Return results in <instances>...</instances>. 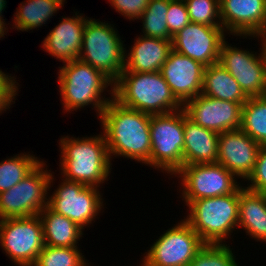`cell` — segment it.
<instances>
[{"label":"cell","instance_id":"1","mask_svg":"<svg viewBox=\"0 0 266 266\" xmlns=\"http://www.w3.org/2000/svg\"><path fill=\"white\" fill-rule=\"evenodd\" d=\"M151 115L121 105L114 98L99 119L111 161L121 158L150 167Z\"/></svg>","mask_w":266,"mask_h":266},{"label":"cell","instance_id":"2","mask_svg":"<svg viewBox=\"0 0 266 266\" xmlns=\"http://www.w3.org/2000/svg\"><path fill=\"white\" fill-rule=\"evenodd\" d=\"M95 134L82 137L61 135L57 140L60 152L58 176L100 189L107 184L113 163L103 132Z\"/></svg>","mask_w":266,"mask_h":266},{"label":"cell","instance_id":"3","mask_svg":"<svg viewBox=\"0 0 266 266\" xmlns=\"http://www.w3.org/2000/svg\"><path fill=\"white\" fill-rule=\"evenodd\" d=\"M62 65H59L56 74L62 113L75 114L89 107L99 120L105 107L114 98V82L100 70L79 59Z\"/></svg>","mask_w":266,"mask_h":266},{"label":"cell","instance_id":"4","mask_svg":"<svg viewBox=\"0 0 266 266\" xmlns=\"http://www.w3.org/2000/svg\"><path fill=\"white\" fill-rule=\"evenodd\" d=\"M187 207L183 219L205 244L234 243V234L238 232L239 189L228 195L192 201Z\"/></svg>","mask_w":266,"mask_h":266},{"label":"cell","instance_id":"5","mask_svg":"<svg viewBox=\"0 0 266 266\" xmlns=\"http://www.w3.org/2000/svg\"><path fill=\"white\" fill-rule=\"evenodd\" d=\"M114 99L125 107L150 115L183 108L160 71L122 72L114 82Z\"/></svg>","mask_w":266,"mask_h":266},{"label":"cell","instance_id":"6","mask_svg":"<svg viewBox=\"0 0 266 266\" xmlns=\"http://www.w3.org/2000/svg\"><path fill=\"white\" fill-rule=\"evenodd\" d=\"M103 21L87 17L78 59L100 70L115 82L124 70L127 44H124L125 38L122 39L113 21Z\"/></svg>","mask_w":266,"mask_h":266},{"label":"cell","instance_id":"7","mask_svg":"<svg viewBox=\"0 0 266 266\" xmlns=\"http://www.w3.org/2000/svg\"><path fill=\"white\" fill-rule=\"evenodd\" d=\"M54 174L55 172L52 171L49 180L48 207L69 218L84 230L86 228L90 230L96 219L103 215L100 213L107 208V202L104 201V193H102L104 191L97 187L67 181L62 177L59 179L60 182L58 181L59 184L52 189L56 181Z\"/></svg>","mask_w":266,"mask_h":266},{"label":"cell","instance_id":"8","mask_svg":"<svg viewBox=\"0 0 266 266\" xmlns=\"http://www.w3.org/2000/svg\"><path fill=\"white\" fill-rule=\"evenodd\" d=\"M150 135V169L170 180L183 166L184 109L151 115Z\"/></svg>","mask_w":266,"mask_h":266},{"label":"cell","instance_id":"9","mask_svg":"<svg viewBox=\"0 0 266 266\" xmlns=\"http://www.w3.org/2000/svg\"><path fill=\"white\" fill-rule=\"evenodd\" d=\"M173 177L179 178L177 192L184 208L198 199L234 193L243 185L219 163L184 165Z\"/></svg>","mask_w":266,"mask_h":266},{"label":"cell","instance_id":"10","mask_svg":"<svg viewBox=\"0 0 266 266\" xmlns=\"http://www.w3.org/2000/svg\"><path fill=\"white\" fill-rule=\"evenodd\" d=\"M154 240L141 255L140 266H189L205 245L182 218Z\"/></svg>","mask_w":266,"mask_h":266},{"label":"cell","instance_id":"11","mask_svg":"<svg viewBox=\"0 0 266 266\" xmlns=\"http://www.w3.org/2000/svg\"><path fill=\"white\" fill-rule=\"evenodd\" d=\"M43 160L15 186L0 193V220L38 215L48 206L51 169Z\"/></svg>","mask_w":266,"mask_h":266},{"label":"cell","instance_id":"12","mask_svg":"<svg viewBox=\"0 0 266 266\" xmlns=\"http://www.w3.org/2000/svg\"><path fill=\"white\" fill-rule=\"evenodd\" d=\"M44 246L39 215L0 220V248L15 266H32Z\"/></svg>","mask_w":266,"mask_h":266},{"label":"cell","instance_id":"13","mask_svg":"<svg viewBox=\"0 0 266 266\" xmlns=\"http://www.w3.org/2000/svg\"><path fill=\"white\" fill-rule=\"evenodd\" d=\"M250 49L232 45L226 39L218 63L235 78L248 98L266 96V67L260 48Z\"/></svg>","mask_w":266,"mask_h":266},{"label":"cell","instance_id":"14","mask_svg":"<svg viewBox=\"0 0 266 266\" xmlns=\"http://www.w3.org/2000/svg\"><path fill=\"white\" fill-rule=\"evenodd\" d=\"M226 36L223 27L190 22L172 37V49L207 67L218 63Z\"/></svg>","mask_w":266,"mask_h":266},{"label":"cell","instance_id":"15","mask_svg":"<svg viewBox=\"0 0 266 266\" xmlns=\"http://www.w3.org/2000/svg\"><path fill=\"white\" fill-rule=\"evenodd\" d=\"M243 104L199 94L188 100L183 109L196 124L220 134L241 128Z\"/></svg>","mask_w":266,"mask_h":266},{"label":"cell","instance_id":"16","mask_svg":"<svg viewBox=\"0 0 266 266\" xmlns=\"http://www.w3.org/2000/svg\"><path fill=\"white\" fill-rule=\"evenodd\" d=\"M260 147L241 129L222 132L218 137L217 163L243 183L254 170Z\"/></svg>","mask_w":266,"mask_h":266},{"label":"cell","instance_id":"17","mask_svg":"<svg viewBox=\"0 0 266 266\" xmlns=\"http://www.w3.org/2000/svg\"><path fill=\"white\" fill-rule=\"evenodd\" d=\"M220 19L231 39L266 31V0H219Z\"/></svg>","mask_w":266,"mask_h":266},{"label":"cell","instance_id":"18","mask_svg":"<svg viewBox=\"0 0 266 266\" xmlns=\"http://www.w3.org/2000/svg\"><path fill=\"white\" fill-rule=\"evenodd\" d=\"M205 66L183 54L171 50L160 73L175 98L184 105L201 94Z\"/></svg>","mask_w":266,"mask_h":266},{"label":"cell","instance_id":"19","mask_svg":"<svg viewBox=\"0 0 266 266\" xmlns=\"http://www.w3.org/2000/svg\"><path fill=\"white\" fill-rule=\"evenodd\" d=\"M72 16H61L41 42L42 50L62 64L77 60L81 53L84 27L88 16L73 10ZM76 11V12H75Z\"/></svg>","mask_w":266,"mask_h":266},{"label":"cell","instance_id":"20","mask_svg":"<svg viewBox=\"0 0 266 266\" xmlns=\"http://www.w3.org/2000/svg\"><path fill=\"white\" fill-rule=\"evenodd\" d=\"M135 37L128 50L125 47L123 72L160 71L172 50V40L150 38L140 34Z\"/></svg>","mask_w":266,"mask_h":266},{"label":"cell","instance_id":"21","mask_svg":"<svg viewBox=\"0 0 266 266\" xmlns=\"http://www.w3.org/2000/svg\"><path fill=\"white\" fill-rule=\"evenodd\" d=\"M183 166L217 163L219 134L192 121L184 110Z\"/></svg>","mask_w":266,"mask_h":266},{"label":"cell","instance_id":"22","mask_svg":"<svg viewBox=\"0 0 266 266\" xmlns=\"http://www.w3.org/2000/svg\"><path fill=\"white\" fill-rule=\"evenodd\" d=\"M249 236L255 242H266V194L239 188L238 233Z\"/></svg>","mask_w":266,"mask_h":266},{"label":"cell","instance_id":"23","mask_svg":"<svg viewBox=\"0 0 266 266\" xmlns=\"http://www.w3.org/2000/svg\"><path fill=\"white\" fill-rule=\"evenodd\" d=\"M65 3L66 0H24L16 8L12 18L13 25L10 24L9 29L19 32L39 30L49 24L52 16H57L55 14L63 9Z\"/></svg>","mask_w":266,"mask_h":266},{"label":"cell","instance_id":"24","mask_svg":"<svg viewBox=\"0 0 266 266\" xmlns=\"http://www.w3.org/2000/svg\"><path fill=\"white\" fill-rule=\"evenodd\" d=\"M45 245L51 247H79L84 229L69 218L52 211L48 206L39 214ZM78 245V246H77Z\"/></svg>","mask_w":266,"mask_h":266},{"label":"cell","instance_id":"25","mask_svg":"<svg viewBox=\"0 0 266 266\" xmlns=\"http://www.w3.org/2000/svg\"><path fill=\"white\" fill-rule=\"evenodd\" d=\"M201 94L236 103L248 100L235 78L220 63L205 67Z\"/></svg>","mask_w":266,"mask_h":266},{"label":"cell","instance_id":"26","mask_svg":"<svg viewBox=\"0 0 266 266\" xmlns=\"http://www.w3.org/2000/svg\"><path fill=\"white\" fill-rule=\"evenodd\" d=\"M44 159L33 151L8 156L0 162V193L7 191L28 176Z\"/></svg>","mask_w":266,"mask_h":266},{"label":"cell","instance_id":"27","mask_svg":"<svg viewBox=\"0 0 266 266\" xmlns=\"http://www.w3.org/2000/svg\"><path fill=\"white\" fill-rule=\"evenodd\" d=\"M240 129L259 145H266V96L250 97L242 105Z\"/></svg>","mask_w":266,"mask_h":266},{"label":"cell","instance_id":"28","mask_svg":"<svg viewBox=\"0 0 266 266\" xmlns=\"http://www.w3.org/2000/svg\"><path fill=\"white\" fill-rule=\"evenodd\" d=\"M169 0H149L146 10L137 19L142 23V36L150 38H159L163 40H172L167 26V10ZM140 20V21H139Z\"/></svg>","mask_w":266,"mask_h":266},{"label":"cell","instance_id":"29","mask_svg":"<svg viewBox=\"0 0 266 266\" xmlns=\"http://www.w3.org/2000/svg\"><path fill=\"white\" fill-rule=\"evenodd\" d=\"M80 248L45 245L32 266H93L94 263L89 262Z\"/></svg>","mask_w":266,"mask_h":266},{"label":"cell","instance_id":"30","mask_svg":"<svg viewBox=\"0 0 266 266\" xmlns=\"http://www.w3.org/2000/svg\"><path fill=\"white\" fill-rule=\"evenodd\" d=\"M232 246V243L226 245L205 244L189 266H240L241 261L238 260L237 254H235L237 252Z\"/></svg>","mask_w":266,"mask_h":266},{"label":"cell","instance_id":"31","mask_svg":"<svg viewBox=\"0 0 266 266\" xmlns=\"http://www.w3.org/2000/svg\"><path fill=\"white\" fill-rule=\"evenodd\" d=\"M190 22L222 27L219 0H184Z\"/></svg>","mask_w":266,"mask_h":266},{"label":"cell","instance_id":"32","mask_svg":"<svg viewBox=\"0 0 266 266\" xmlns=\"http://www.w3.org/2000/svg\"><path fill=\"white\" fill-rule=\"evenodd\" d=\"M17 81V76L14 74L6 73L0 69V116L2 113L10 111L13 104L16 102V97L21 87ZM11 108V109H10Z\"/></svg>","mask_w":266,"mask_h":266},{"label":"cell","instance_id":"33","mask_svg":"<svg viewBox=\"0 0 266 266\" xmlns=\"http://www.w3.org/2000/svg\"><path fill=\"white\" fill-rule=\"evenodd\" d=\"M190 23L184 0H169L167 10V26L169 34L173 37Z\"/></svg>","mask_w":266,"mask_h":266},{"label":"cell","instance_id":"34","mask_svg":"<svg viewBox=\"0 0 266 266\" xmlns=\"http://www.w3.org/2000/svg\"><path fill=\"white\" fill-rule=\"evenodd\" d=\"M243 185L250 191L266 194V145H261L254 170Z\"/></svg>","mask_w":266,"mask_h":266},{"label":"cell","instance_id":"35","mask_svg":"<svg viewBox=\"0 0 266 266\" xmlns=\"http://www.w3.org/2000/svg\"><path fill=\"white\" fill-rule=\"evenodd\" d=\"M149 0H107L110 7L127 21L134 22L146 10Z\"/></svg>","mask_w":266,"mask_h":266},{"label":"cell","instance_id":"36","mask_svg":"<svg viewBox=\"0 0 266 266\" xmlns=\"http://www.w3.org/2000/svg\"><path fill=\"white\" fill-rule=\"evenodd\" d=\"M247 38L249 40L251 39V42L255 38L254 40L258 42L257 45H260V51H261V54L264 60L265 67H266V31L256 36H239V38L237 36L236 41L237 39H244L245 41Z\"/></svg>","mask_w":266,"mask_h":266},{"label":"cell","instance_id":"37","mask_svg":"<svg viewBox=\"0 0 266 266\" xmlns=\"http://www.w3.org/2000/svg\"><path fill=\"white\" fill-rule=\"evenodd\" d=\"M7 7V1L6 0H0V21H3L7 26L9 25L10 26V23H7L5 20L6 18L4 19V11Z\"/></svg>","mask_w":266,"mask_h":266},{"label":"cell","instance_id":"38","mask_svg":"<svg viewBox=\"0 0 266 266\" xmlns=\"http://www.w3.org/2000/svg\"><path fill=\"white\" fill-rule=\"evenodd\" d=\"M8 27L3 21H0V40L4 39L9 32L10 29Z\"/></svg>","mask_w":266,"mask_h":266}]
</instances>
